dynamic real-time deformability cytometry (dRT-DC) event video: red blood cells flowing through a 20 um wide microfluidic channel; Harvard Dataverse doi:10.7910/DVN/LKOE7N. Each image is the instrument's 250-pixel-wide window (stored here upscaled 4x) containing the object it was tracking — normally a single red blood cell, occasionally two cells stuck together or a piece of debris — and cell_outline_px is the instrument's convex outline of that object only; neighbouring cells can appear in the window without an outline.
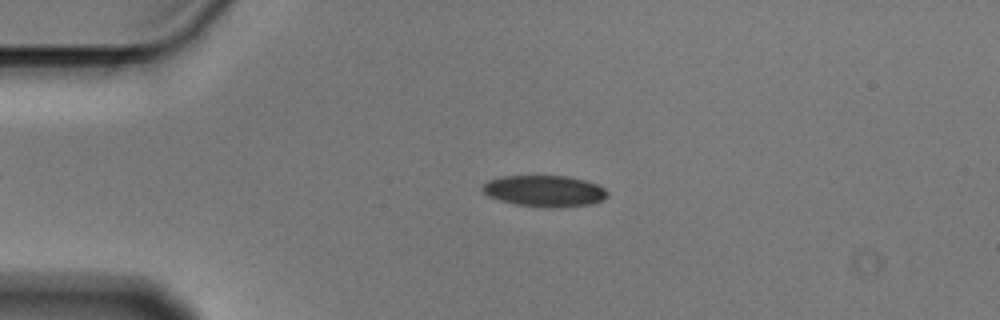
{"species": "Egyptian fruit bat (a non-hibernating species)", "species_latin": "Rousettus aegyptiacus", "temperature_condition": "cold", "stored_images_in_passage": 6, "camera_frame_rate_fps": 3000, "um_per_image_px": 0.085, "animal": {"sex": "male"}, "frame": {"image": 1, "passage_image": 3, "time_ms": 0.667, "image_size_px": [1000, 320], "cell_outline_px": [[608, 196], [604, 200], [592, 204], [560, 208], [544, 208], [516, 204], [500, 200], [488, 196], [480, 188], [488, 180], [500, 176], [568, 176], [584, 180], [596, 184], [604, 188], [608, 192]], "centroid_in_image_um": [46.3, 16.25], "position_along_channel_um": 38.7, "area_um2": 23.06}}
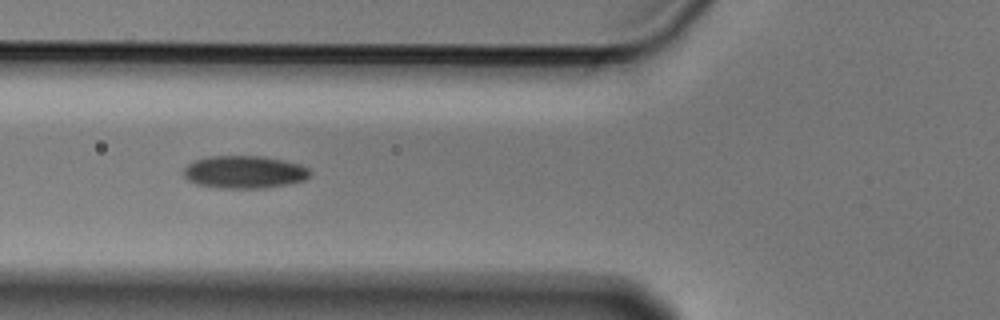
{"frame": {"image": 2, "passage_image": 5, "time_ms": 1.333, "image_size_px": [1000, 320], "cell_outline_px": [[312, 172], [304, 180], [264, 188], [220, 188], [196, 184], [188, 180], [184, 176], [184, 168], [188, 164], [196, 160], [212, 156], [264, 156], [284, 160], [300, 164], [308, 168]], "centroid_in_image_um": [20.77, 14.62], "position_along_channel_um": 105.0, "area_um2": 23.93}}
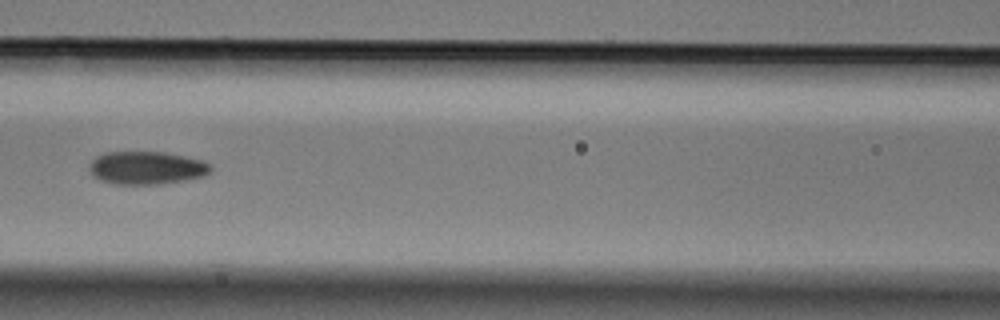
{"frame": {"image": 3, "passage_image": 6, "time_ms": 1.667, "image_size_px": [1000, 320], "cell_outline_px": [[212, 168], [204, 176], [160, 184], [112, 184], [100, 180], [92, 176], [88, 168], [88, 164], [96, 156], [104, 152], [164, 152], [204, 160], [212, 164]], "centroid_in_image_um": [12.42, 14.26], "position_along_channel_um": 154.2, "area_um2": 23.52}}